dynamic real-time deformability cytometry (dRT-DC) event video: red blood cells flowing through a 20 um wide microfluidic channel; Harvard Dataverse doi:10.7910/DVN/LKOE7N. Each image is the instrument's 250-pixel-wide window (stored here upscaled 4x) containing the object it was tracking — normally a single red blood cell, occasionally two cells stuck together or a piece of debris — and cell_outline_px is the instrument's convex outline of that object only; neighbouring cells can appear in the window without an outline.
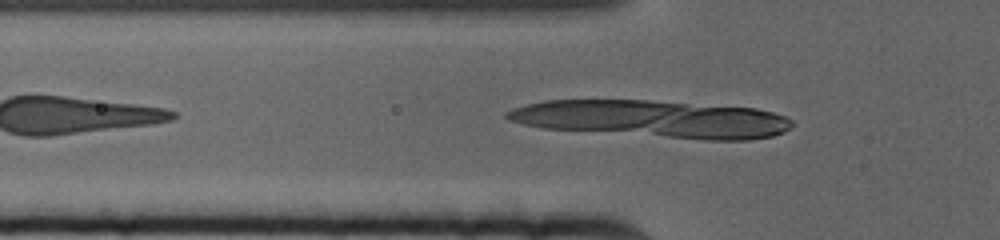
{"species": "human", "species_latin": "Homo sapiens", "temperature_condition": "cold", "stored_images_in_passage": 21, "camera_frame_rate_fps": 3000, "um_per_image_px": 0.085, "donor": {"sex": "female"}, "frame": {"image": 1, "passage_image": 6, "time_ms": 1.667, "image_size_px": [1000, 240], "cell_outline_px": [[792, 124], [784, 132], [772, 136], [748, 140], [704, 140], [544, 128], [524, 124], [508, 120], [504, 116], [504, 112], [512, 108], [544, 100], [648, 100], [756, 108], [772, 112], [784, 116], [792, 120]], "centroid_in_image_um": [55.46, 10.11], "position_along_channel_um": 70.3, "area_um2": 61.96}}